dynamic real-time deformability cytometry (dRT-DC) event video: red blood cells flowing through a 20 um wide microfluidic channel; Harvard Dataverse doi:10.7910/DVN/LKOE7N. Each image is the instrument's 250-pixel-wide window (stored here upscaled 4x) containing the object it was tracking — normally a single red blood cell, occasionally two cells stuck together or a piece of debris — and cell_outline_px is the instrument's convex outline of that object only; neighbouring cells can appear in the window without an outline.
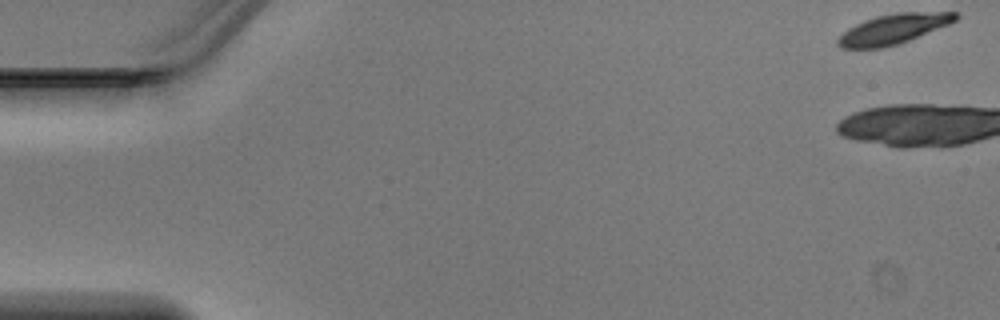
{"species": "Egyptian fruit bat (a non-hibernating species)", "species_latin": "Rousettus aegyptiacus", "temperature_condition": "warm", "stored_images_in_passage": 3, "camera_frame_rate_fps": 3000, "um_per_image_px": 0.085, "animal": {"sex": "male"}, "frame": {"image": 1, "passage_image": 1, "time_ms": 0.0, "image_size_px": [1000, 320], "cell_outline_px": [[960, 16], [956, 20], [948, 24], [908, 40], [896, 44], [880, 48], [840, 48], [836, 44], [836, 40], [848, 28], [864, 20], [876, 16], [896, 12], [956, 12]], "centroid_in_image_um": [75.9, 2.45], "position_along_channel_um": 9.1, "area_um2": 20.29}}